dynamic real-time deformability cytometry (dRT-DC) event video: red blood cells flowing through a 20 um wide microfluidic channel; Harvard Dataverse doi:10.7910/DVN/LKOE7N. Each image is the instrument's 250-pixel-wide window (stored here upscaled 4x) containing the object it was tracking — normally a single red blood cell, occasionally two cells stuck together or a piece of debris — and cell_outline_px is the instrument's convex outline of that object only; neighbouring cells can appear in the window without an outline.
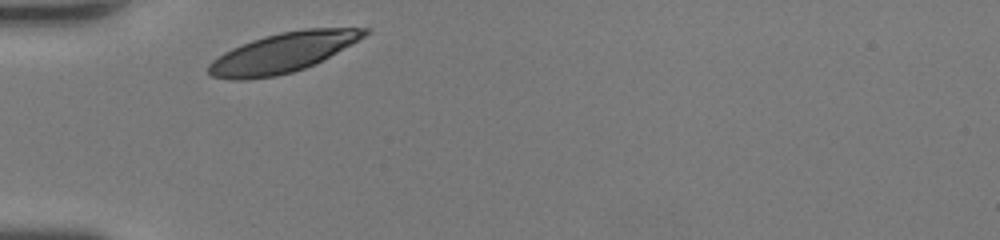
{"species": "human", "species_latin": "Homo sapiens", "temperature_condition": "room temperature", "stored_images_in_passage": 25, "camera_frame_rate_fps": 3000, "um_per_image_px": 0.085, "donor": {"sex": "female"}, "frame": {"image": 1, "passage_image": 1, "time_ms": 0.0, "image_size_px": [1000, 240], "cell_outline_px": [[372, 32], [336, 52], [304, 68], [292, 72], [276, 76], [244, 80], [232, 80], [212, 76], [208, 72], [208, 64], [212, 60], [224, 52], [232, 48], [252, 40], [264, 36], [280, 32], [304, 28], [372, 28]], "centroid_in_image_um": [24.02, 4.47], "position_along_channel_um": 61.0, "area_um2": 35.72}}
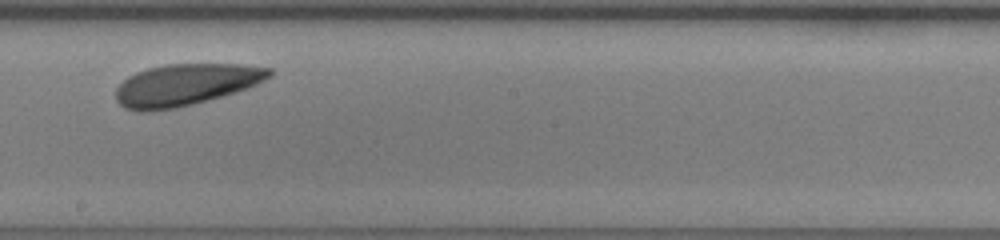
{"frame": {"image": 2, "passage_image": 14, "time_ms": 4.333, "image_size_px": [1000, 240], "cell_outline_px": [[272, 76], [248, 88], [236, 92], [208, 100], [176, 108], [148, 112], [136, 112], [124, 108], [116, 100], [116, 88], [128, 76], [136, 72], [148, 68], [164, 64], [240, 64], [272, 68]], "centroid_in_image_um": [15.76, 7.21], "position_along_channel_um": 232.4, "area_um2": 37.51}}
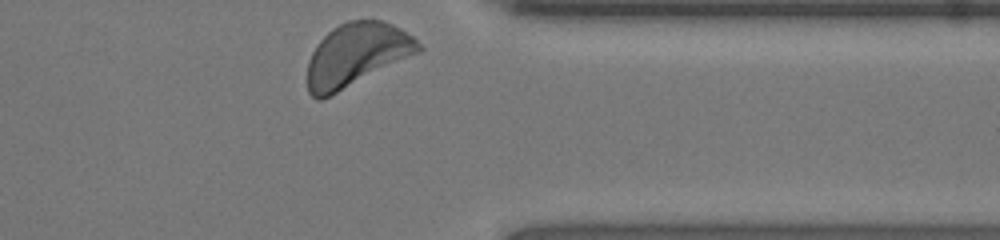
{"frame": {"image": 3, "passage_image": 25, "time_ms": 8.0, "image_size_px": [1000, 240], "cell_outline_px": [[424, 48], [420, 52], [320, 100], [316, 100], [308, 92], [308, 60], [312, 52], [320, 40], [332, 28], [348, 20], [380, 20], [392, 24], [412, 36]], "centroid_in_image_um": [30.29, 4.65], "position_along_channel_um": 381.1, "area_um2": 40.29}, "authors_computed_cell_mechanics": {"area_um2": 36.7608, "velocity_mm_per_s": 4.1544, "shape_relaxation_time_tau1_ms": 1.3485, "shape_relaxation_time_tau2_ms": 10.9516, "deformation_change_tau1": 0.0886, "deformation_change_tau2": 0.1858}}